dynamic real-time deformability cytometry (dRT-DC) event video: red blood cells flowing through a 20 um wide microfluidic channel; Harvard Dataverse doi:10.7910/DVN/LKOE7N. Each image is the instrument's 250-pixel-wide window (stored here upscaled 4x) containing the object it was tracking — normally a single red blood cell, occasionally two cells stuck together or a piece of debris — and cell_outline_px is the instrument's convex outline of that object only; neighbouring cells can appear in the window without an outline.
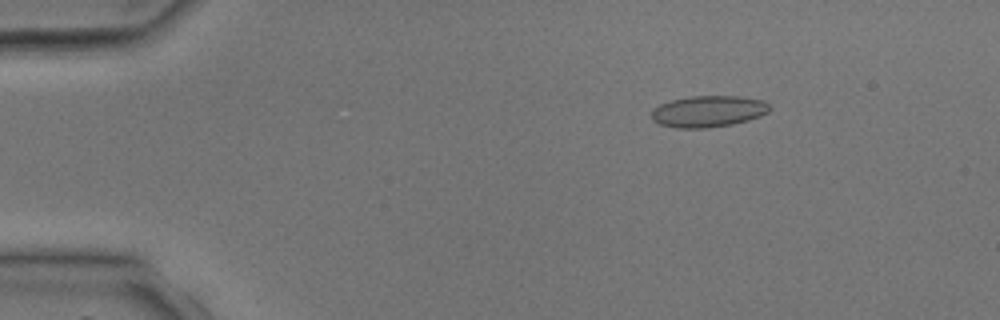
{"species": "common noctule bat (a hibernating species)", "species_latin": "Nyctalus noctula", "temperature_condition": "room temperature", "stored_images_in_passage": 3, "camera_frame_rate_fps": 3000, "um_per_image_px": 0.085, "animal": {"sex": "male", "body_mass_g": 17.9, "forearm_length_mm": 54.2}, "frame": {"image": 1, "passage_image": 1, "time_ms": 0.0, "image_size_px": [1000, 320], "cell_outline_px": [[772, 108], [768, 112], [760, 116], [748, 120], [732, 124], [704, 128], [676, 128], [660, 124], [652, 120], [652, 108], [660, 104], [672, 100], [692, 96], [740, 96], [764, 100]], "centroid_in_image_um": [60.21, 9.46], "position_along_channel_um": 24.8, "area_um2": 21.68}}
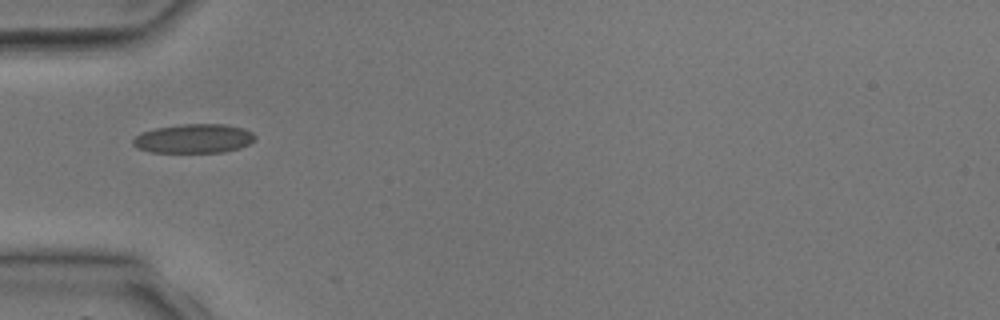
{"frame": {"image": 2, "passage_image": 3, "time_ms": 2.333, "image_size_px": [1000, 320], "cell_outline_px": [[256, 140], [240, 148], [224, 152], [148, 152], [136, 148], [132, 144], [132, 140], [140, 132], [156, 128], [180, 124], [224, 124], [244, 128], [252, 132], [256, 136]], "centroid_in_image_um": [16.47, 11.78], "position_along_channel_um": 68.5, "area_um2": 20.92}}